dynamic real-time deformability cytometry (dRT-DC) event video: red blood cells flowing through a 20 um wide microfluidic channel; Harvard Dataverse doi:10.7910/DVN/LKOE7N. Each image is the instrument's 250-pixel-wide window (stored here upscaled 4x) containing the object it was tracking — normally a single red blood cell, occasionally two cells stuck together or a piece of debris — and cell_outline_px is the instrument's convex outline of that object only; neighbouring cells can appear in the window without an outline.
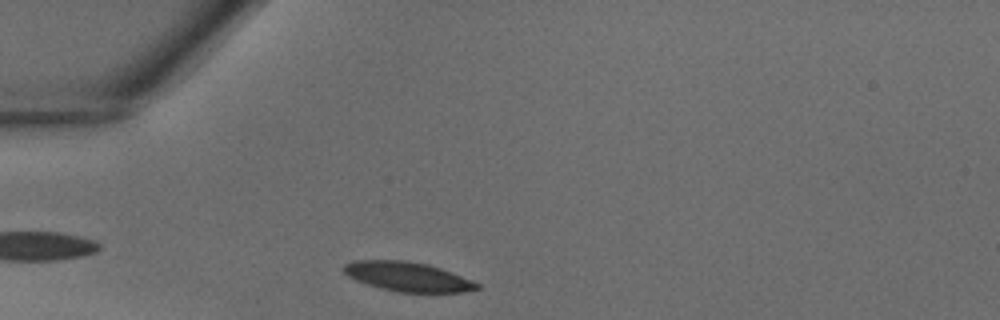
{"species": "common noctule bat (a hibernating species)", "species_latin": "Nyctalus noctula", "temperature_condition": "warm", "stored_images_in_passage": 24, "camera_frame_rate_fps": 3000, "um_per_image_px": 0.085, "animal": {"sex": "male", "body_mass_g": 18.8}, "frame": {"image": 1, "passage_image": 1, "time_ms": 0.0, "image_size_px": [1000, 320], "cell_outline_px": [[480, 288], [464, 292], [396, 292], [380, 288], [356, 280], [348, 276], [340, 268], [344, 264], [352, 260], [404, 260], [428, 264], [452, 272], [472, 280], [480, 284]], "centroid_in_image_um": [34.63, 23.51], "position_along_channel_um": 50.4, "area_um2": 22.95}}
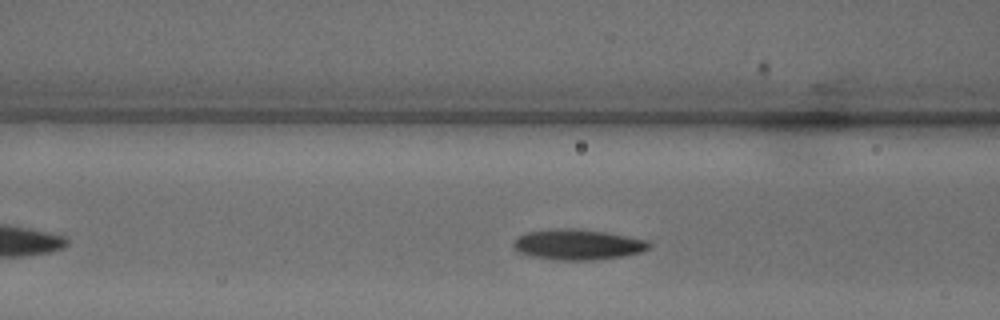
{"frame": {"image": 2, "passage_image": 6, "time_ms": 1.667, "image_size_px": [1000, 320], "cell_outline_px": [[652, 244], [648, 248], [640, 252], [624, 256], [592, 260], [560, 260], [532, 256], [520, 252], [512, 248], [512, 240], [516, 236], [524, 232], [556, 228], [576, 228], [604, 232], [648, 240]], "centroid_in_image_um": [49.05, 20.77], "position_along_channel_um": 117.5, "area_um2": 24.28}}
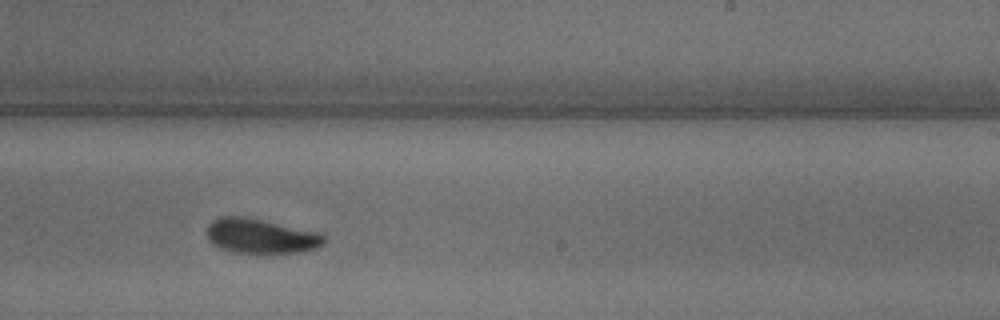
{"frame": {"image": 3, "passage_image": 15, "time_ms": 4.667, "image_size_px": [1000, 320], "cell_outline_px": [[324, 244], [316, 248], [300, 252], [232, 252], [220, 248], [208, 240], [208, 224], [212, 220], [220, 216], [240, 216], [320, 232], [324, 236]], "centroid_in_image_um": [22.15, 20.06], "position_along_channel_um": 266.8, "area_um2": 23.29}}